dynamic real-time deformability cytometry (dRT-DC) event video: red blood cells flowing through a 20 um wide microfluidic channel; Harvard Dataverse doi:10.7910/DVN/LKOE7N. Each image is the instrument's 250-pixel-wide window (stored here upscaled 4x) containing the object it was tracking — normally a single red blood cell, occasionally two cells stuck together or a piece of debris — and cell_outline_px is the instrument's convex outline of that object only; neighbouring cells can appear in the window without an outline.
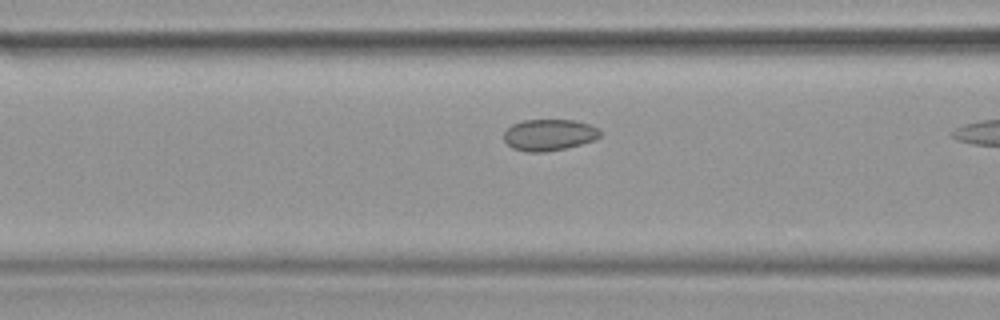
{"species": "common noctule bat (a hibernating species)", "species_latin": "Nyctalus noctula", "temperature_condition": "warm", "stored_images_in_passage": 8, "camera_frame_rate_fps": 3000, "um_per_image_px": 0.085, "animal": {"sex": "female", "body_mass_g": 19.9}, "frame": {"image": 1, "passage_image": 7, "time_ms": 2.0, "image_size_px": [1000, 320], "cell_outline_px": [[600, 136], [596, 140], [564, 148], [544, 152], [528, 152], [512, 148], [504, 140], [504, 132], [512, 124], [524, 120], [576, 120], [600, 128]], "centroid_in_image_um": [46.68, 11.46], "position_along_channel_um": 119.9, "area_um2": 17.63}}